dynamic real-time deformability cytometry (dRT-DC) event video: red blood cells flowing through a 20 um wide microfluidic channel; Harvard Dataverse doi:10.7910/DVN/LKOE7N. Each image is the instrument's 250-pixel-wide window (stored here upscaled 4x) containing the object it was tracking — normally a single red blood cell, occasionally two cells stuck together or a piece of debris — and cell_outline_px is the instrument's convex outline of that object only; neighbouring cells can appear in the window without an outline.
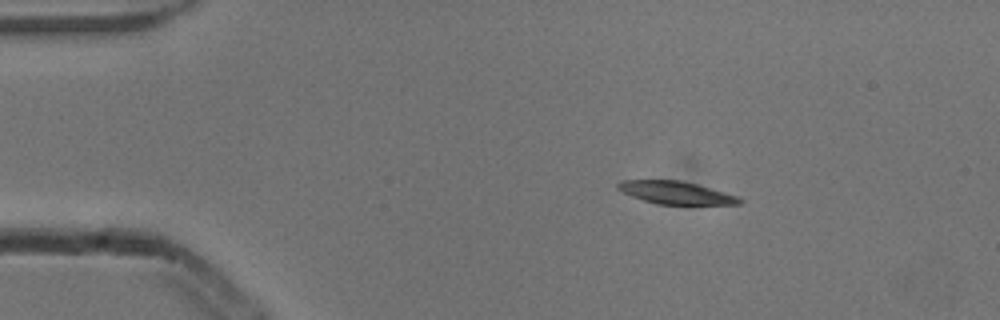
{"species": "common noctule bat (a hibernating species)", "species_latin": "Nyctalus noctula", "temperature_condition": "cold", "stored_images_in_passage": 3, "camera_frame_rate_fps": 3000, "um_per_image_px": 0.085, "animal": {"sex": "male", "body_mass_g": 13.3}, "frame": {"image": 1, "passage_image": 1, "time_ms": 0.0, "image_size_px": [1000, 320], "cell_outline_px": [[744, 200], [740, 204], [656, 204], [632, 196], [616, 188], [616, 184], [620, 180], [680, 180], [696, 184], [740, 196]], "centroid_in_image_um": [57.47, 16.37], "position_along_channel_um": 27.5, "area_um2": 16.07}}
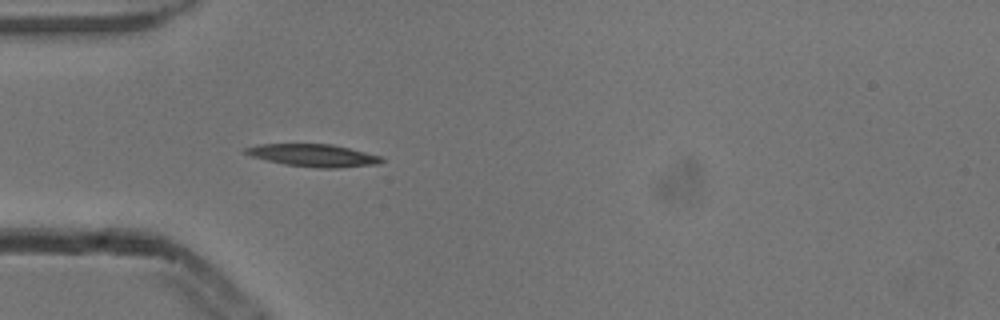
{"frame": {"image": 2, "passage_image": 3, "time_ms": 0.667, "image_size_px": [1000, 320], "cell_outline_px": [[384, 160], [380, 164], [336, 168], [320, 168], [284, 164], [252, 156], [244, 152], [244, 148], [260, 144], [332, 144], [380, 156]], "centroid_in_image_um": [26.65, 13.21], "position_along_channel_um": 58.3, "area_um2": 17.57}}